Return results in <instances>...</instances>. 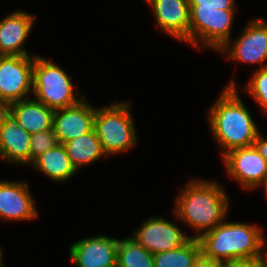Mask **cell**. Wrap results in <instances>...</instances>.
Returning <instances> with one entry per match:
<instances>
[{"mask_svg":"<svg viewBox=\"0 0 267 267\" xmlns=\"http://www.w3.org/2000/svg\"><path fill=\"white\" fill-rule=\"evenodd\" d=\"M228 197L224 187L214 180H189L176 197L174 216L194 230L193 238H199L226 219Z\"/></svg>","mask_w":267,"mask_h":267,"instance_id":"obj_1","label":"cell"},{"mask_svg":"<svg viewBox=\"0 0 267 267\" xmlns=\"http://www.w3.org/2000/svg\"><path fill=\"white\" fill-rule=\"evenodd\" d=\"M234 79L208 108V124L222 156L228 151L253 145L259 129L238 93Z\"/></svg>","mask_w":267,"mask_h":267,"instance_id":"obj_2","label":"cell"},{"mask_svg":"<svg viewBox=\"0 0 267 267\" xmlns=\"http://www.w3.org/2000/svg\"><path fill=\"white\" fill-rule=\"evenodd\" d=\"M262 232L258 225L224 220L198 238L201 254L221 262L260 257Z\"/></svg>","mask_w":267,"mask_h":267,"instance_id":"obj_3","label":"cell"},{"mask_svg":"<svg viewBox=\"0 0 267 267\" xmlns=\"http://www.w3.org/2000/svg\"><path fill=\"white\" fill-rule=\"evenodd\" d=\"M130 110L127 101L96 108L94 130L107 156L120 154L137 145L138 137Z\"/></svg>","mask_w":267,"mask_h":267,"instance_id":"obj_4","label":"cell"},{"mask_svg":"<svg viewBox=\"0 0 267 267\" xmlns=\"http://www.w3.org/2000/svg\"><path fill=\"white\" fill-rule=\"evenodd\" d=\"M32 94L34 99L57 110L78 104L84 99L74 92L72 76L49 58L34 57Z\"/></svg>","mask_w":267,"mask_h":267,"instance_id":"obj_5","label":"cell"},{"mask_svg":"<svg viewBox=\"0 0 267 267\" xmlns=\"http://www.w3.org/2000/svg\"><path fill=\"white\" fill-rule=\"evenodd\" d=\"M189 8V45L197 49L202 45L219 51L231 40L236 10L200 8V6H189Z\"/></svg>","mask_w":267,"mask_h":267,"instance_id":"obj_6","label":"cell"},{"mask_svg":"<svg viewBox=\"0 0 267 267\" xmlns=\"http://www.w3.org/2000/svg\"><path fill=\"white\" fill-rule=\"evenodd\" d=\"M35 55H2L0 57V102L9 105L32 95Z\"/></svg>","mask_w":267,"mask_h":267,"instance_id":"obj_7","label":"cell"},{"mask_svg":"<svg viewBox=\"0 0 267 267\" xmlns=\"http://www.w3.org/2000/svg\"><path fill=\"white\" fill-rule=\"evenodd\" d=\"M234 40L228 41L218 52L228 56L226 58L231 61L260 64L259 68L267 67L266 20L258 18L249 21L240 36Z\"/></svg>","mask_w":267,"mask_h":267,"instance_id":"obj_8","label":"cell"},{"mask_svg":"<svg viewBox=\"0 0 267 267\" xmlns=\"http://www.w3.org/2000/svg\"><path fill=\"white\" fill-rule=\"evenodd\" d=\"M227 174L244 189L253 190L263 184L267 161L254 145L235 148L222 156Z\"/></svg>","mask_w":267,"mask_h":267,"instance_id":"obj_9","label":"cell"},{"mask_svg":"<svg viewBox=\"0 0 267 267\" xmlns=\"http://www.w3.org/2000/svg\"><path fill=\"white\" fill-rule=\"evenodd\" d=\"M150 253H160L184 245L192 236H187L178 225L162 217H149L132 236Z\"/></svg>","mask_w":267,"mask_h":267,"instance_id":"obj_10","label":"cell"},{"mask_svg":"<svg viewBox=\"0 0 267 267\" xmlns=\"http://www.w3.org/2000/svg\"><path fill=\"white\" fill-rule=\"evenodd\" d=\"M118 241L107 235L81 239L70 246V260L77 267H117Z\"/></svg>","mask_w":267,"mask_h":267,"instance_id":"obj_11","label":"cell"},{"mask_svg":"<svg viewBox=\"0 0 267 267\" xmlns=\"http://www.w3.org/2000/svg\"><path fill=\"white\" fill-rule=\"evenodd\" d=\"M96 108L84 99L78 104L54 110L52 128L59 143L78 138L94 130Z\"/></svg>","mask_w":267,"mask_h":267,"instance_id":"obj_12","label":"cell"},{"mask_svg":"<svg viewBox=\"0 0 267 267\" xmlns=\"http://www.w3.org/2000/svg\"><path fill=\"white\" fill-rule=\"evenodd\" d=\"M27 182L0 181V219L29 221L38 217Z\"/></svg>","mask_w":267,"mask_h":267,"instance_id":"obj_13","label":"cell"},{"mask_svg":"<svg viewBox=\"0 0 267 267\" xmlns=\"http://www.w3.org/2000/svg\"><path fill=\"white\" fill-rule=\"evenodd\" d=\"M157 26L169 36L189 45L190 8L188 0H146Z\"/></svg>","mask_w":267,"mask_h":267,"instance_id":"obj_14","label":"cell"},{"mask_svg":"<svg viewBox=\"0 0 267 267\" xmlns=\"http://www.w3.org/2000/svg\"><path fill=\"white\" fill-rule=\"evenodd\" d=\"M31 135L7 110L0 125V159L18 165L31 164Z\"/></svg>","mask_w":267,"mask_h":267,"instance_id":"obj_15","label":"cell"},{"mask_svg":"<svg viewBox=\"0 0 267 267\" xmlns=\"http://www.w3.org/2000/svg\"><path fill=\"white\" fill-rule=\"evenodd\" d=\"M35 19L36 16L32 14L16 10L0 20V53L2 55H29L24 45L32 31Z\"/></svg>","mask_w":267,"mask_h":267,"instance_id":"obj_16","label":"cell"},{"mask_svg":"<svg viewBox=\"0 0 267 267\" xmlns=\"http://www.w3.org/2000/svg\"><path fill=\"white\" fill-rule=\"evenodd\" d=\"M8 110L30 134L52 129L54 110L33 97L9 104Z\"/></svg>","mask_w":267,"mask_h":267,"instance_id":"obj_17","label":"cell"},{"mask_svg":"<svg viewBox=\"0 0 267 267\" xmlns=\"http://www.w3.org/2000/svg\"><path fill=\"white\" fill-rule=\"evenodd\" d=\"M30 165L52 181H59L58 183L65 182L77 174L64 144L61 143L39 155Z\"/></svg>","mask_w":267,"mask_h":267,"instance_id":"obj_18","label":"cell"},{"mask_svg":"<svg viewBox=\"0 0 267 267\" xmlns=\"http://www.w3.org/2000/svg\"><path fill=\"white\" fill-rule=\"evenodd\" d=\"M73 166L78 171L81 167L95 163L107 156L101 146L95 130L64 143Z\"/></svg>","mask_w":267,"mask_h":267,"instance_id":"obj_19","label":"cell"},{"mask_svg":"<svg viewBox=\"0 0 267 267\" xmlns=\"http://www.w3.org/2000/svg\"><path fill=\"white\" fill-rule=\"evenodd\" d=\"M201 255L198 238L191 237L184 245L166 252L154 253L155 267H194Z\"/></svg>","mask_w":267,"mask_h":267,"instance_id":"obj_20","label":"cell"},{"mask_svg":"<svg viewBox=\"0 0 267 267\" xmlns=\"http://www.w3.org/2000/svg\"><path fill=\"white\" fill-rule=\"evenodd\" d=\"M117 267H155L153 254L147 251L133 237L119 239Z\"/></svg>","mask_w":267,"mask_h":267,"instance_id":"obj_21","label":"cell"},{"mask_svg":"<svg viewBox=\"0 0 267 267\" xmlns=\"http://www.w3.org/2000/svg\"><path fill=\"white\" fill-rule=\"evenodd\" d=\"M243 90L267 113V67L256 69Z\"/></svg>","mask_w":267,"mask_h":267,"instance_id":"obj_22","label":"cell"},{"mask_svg":"<svg viewBox=\"0 0 267 267\" xmlns=\"http://www.w3.org/2000/svg\"><path fill=\"white\" fill-rule=\"evenodd\" d=\"M59 144L53 128L31 135V163L39 155Z\"/></svg>","mask_w":267,"mask_h":267,"instance_id":"obj_23","label":"cell"},{"mask_svg":"<svg viewBox=\"0 0 267 267\" xmlns=\"http://www.w3.org/2000/svg\"><path fill=\"white\" fill-rule=\"evenodd\" d=\"M235 0H188L189 6L200 8H216L221 10H237Z\"/></svg>","mask_w":267,"mask_h":267,"instance_id":"obj_24","label":"cell"},{"mask_svg":"<svg viewBox=\"0 0 267 267\" xmlns=\"http://www.w3.org/2000/svg\"><path fill=\"white\" fill-rule=\"evenodd\" d=\"M222 267H264L260 257L223 262Z\"/></svg>","mask_w":267,"mask_h":267,"instance_id":"obj_25","label":"cell"},{"mask_svg":"<svg viewBox=\"0 0 267 267\" xmlns=\"http://www.w3.org/2000/svg\"><path fill=\"white\" fill-rule=\"evenodd\" d=\"M260 155L267 161V139L259 131L253 143Z\"/></svg>","mask_w":267,"mask_h":267,"instance_id":"obj_26","label":"cell"},{"mask_svg":"<svg viewBox=\"0 0 267 267\" xmlns=\"http://www.w3.org/2000/svg\"><path fill=\"white\" fill-rule=\"evenodd\" d=\"M223 262L209 259L204 257L202 254L199 256V258L195 261L194 267H222Z\"/></svg>","mask_w":267,"mask_h":267,"instance_id":"obj_27","label":"cell"},{"mask_svg":"<svg viewBox=\"0 0 267 267\" xmlns=\"http://www.w3.org/2000/svg\"><path fill=\"white\" fill-rule=\"evenodd\" d=\"M266 241L264 240L263 241V244H262V249H261V255H260V258L262 259L263 261V264H264V267H267V249H265V247L267 248L266 246Z\"/></svg>","mask_w":267,"mask_h":267,"instance_id":"obj_28","label":"cell"},{"mask_svg":"<svg viewBox=\"0 0 267 267\" xmlns=\"http://www.w3.org/2000/svg\"><path fill=\"white\" fill-rule=\"evenodd\" d=\"M7 110H8V105H6L3 102H0V125L3 120V116L7 112Z\"/></svg>","mask_w":267,"mask_h":267,"instance_id":"obj_29","label":"cell"},{"mask_svg":"<svg viewBox=\"0 0 267 267\" xmlns=\"http://www.w3.org/2000/svg\"><path fill=\"white\" fill-rule=\"evenodd\" d=\"M261 186H263V188H264L263 190L265 191V197H267V174H266L265 180Z\"/></svg>","mask_w":267,"mask_h":267,"instance_id":"obj_30","label":"cell"},{"mask_svg":"<svg viewBox=\"0 0 267 267\" xmlns=\"http://www.w3.org/2000/svg\"><path fill=\"white\" fill-rule=\"evenodd\" d=\"M3 263H4L3 262V251H2V249L0 247V267H4V264Z\"/></svg>","mask_w":267,"mask_h":267,"instance_id":"obj_31","label":"cell"}]
</instances>
